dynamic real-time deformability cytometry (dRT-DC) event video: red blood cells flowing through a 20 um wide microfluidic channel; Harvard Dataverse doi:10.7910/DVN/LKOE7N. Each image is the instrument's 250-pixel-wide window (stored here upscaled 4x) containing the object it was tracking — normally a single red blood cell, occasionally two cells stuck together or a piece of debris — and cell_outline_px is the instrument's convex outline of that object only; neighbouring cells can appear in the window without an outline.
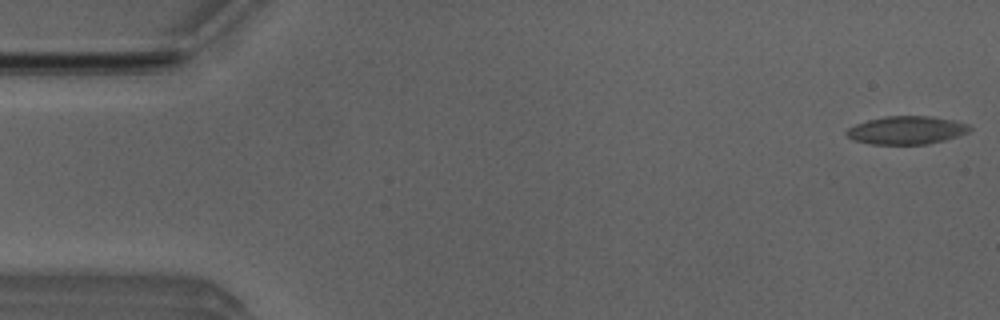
{"species": "Egyptian fruit bat (a non-hibernating species)", "species_latin": "Rousettus aegyptiacus", "temperature_condition": "room temperature", "stored_images_in_passage": 14, "camera_frame_rate_fps": 3000, "um_per_image_px": 0.085, "animal": {"sex": "male"}, "frame": {"image": 1, "passage_image": 1, "time_ms": 0.0, "image_size_px": [1000, 320], "cell_outline_px": [[972, 128], [968, 132], [944, 140], [928, 144], [872, 144], [852, 140], [844, 132], [848, 128], [856, 124], [868, 120], [884, 116], [932, 116], [952, 120], [968, 124]], "centroid_in_image_um": [77.03, 11.06], "position_along_channel_um": 8.0, "area_um2": 20.11}}